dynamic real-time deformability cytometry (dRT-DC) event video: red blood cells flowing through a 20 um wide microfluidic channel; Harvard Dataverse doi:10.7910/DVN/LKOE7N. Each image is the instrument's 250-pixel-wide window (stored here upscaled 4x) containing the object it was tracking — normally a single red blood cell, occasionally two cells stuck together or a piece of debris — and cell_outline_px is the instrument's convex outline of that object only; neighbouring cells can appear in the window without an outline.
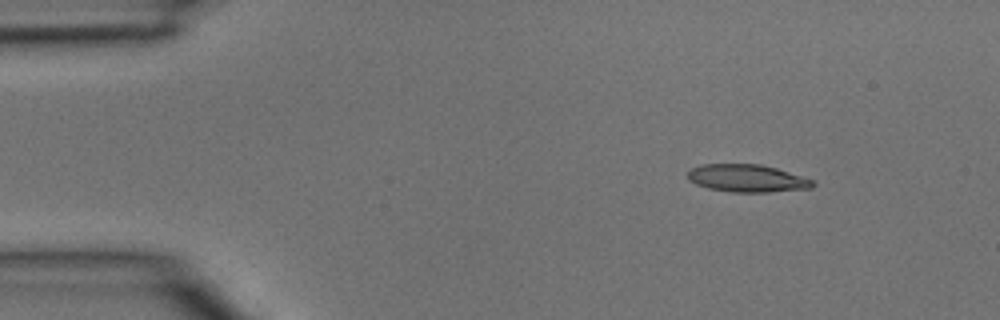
{"species": "common noctule bat (a hibernating species)", "species_latin": "Nyctalus noctula", "temperature_condition": "room temperature", "stored_images_in_passage": 3, "camera_frame_rate_fps": 3000, "um_per_image_px": 0.085, "animal": {"sex": "male", "body_mass_g": 15.6}, "frame": {"image": 1, "passage_image": 1, "time_ms": 0.0, "image_size_px": [1000, 320], "cell_outline_px": [[816, 184], [812, 188], [768, 192], [732, 192], [708, 188], [696, 184], [688, 180], [688, 172], [692, 168], [700, 164], [760, 164], [776, 168], [816, 180]], "centroid_in_image_um": [63.54, 15.15], "position_along_channel_um": 21.5, "area_um2": 20.23}}